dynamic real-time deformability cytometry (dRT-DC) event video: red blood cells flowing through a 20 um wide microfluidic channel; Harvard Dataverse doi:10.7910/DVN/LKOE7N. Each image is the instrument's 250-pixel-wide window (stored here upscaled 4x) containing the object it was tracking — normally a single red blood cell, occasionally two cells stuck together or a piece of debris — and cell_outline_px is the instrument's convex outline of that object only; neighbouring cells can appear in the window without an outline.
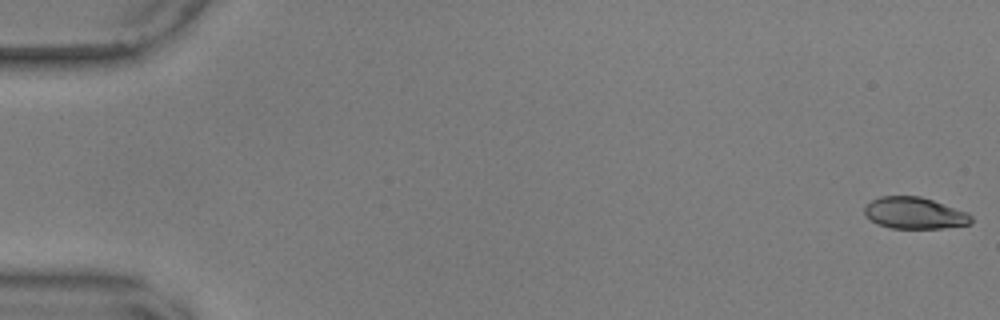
{"species": "common noctule bat (a hibernating species)", "species_latin": "Nyctalus noctula", "temperature_condition": "warm", "stored_images_in_passage": 11, "camera_frame_rate_fps": 3000, "um_per_image_px": 0.085, "animal": {"sex": "male", "body_mass_g": 17.9, "forearm_length_mm": 54.2}, "frame": {"image": 1, "passage_image": 1, "time_ms": 0.0, "image_size_px": [1000, 320], "cell_outline_px": [[972, 220], [968, 224], [944, 228], [892, 228], [876, 224], [864, 216], [864, 204], [880, 196], [920, 196], [968, 212], [972, 216]], "centroid_in_image_um": [77.69, 18.11], "position_along_channel_um": 7.3, "area_um2": 19.77}}